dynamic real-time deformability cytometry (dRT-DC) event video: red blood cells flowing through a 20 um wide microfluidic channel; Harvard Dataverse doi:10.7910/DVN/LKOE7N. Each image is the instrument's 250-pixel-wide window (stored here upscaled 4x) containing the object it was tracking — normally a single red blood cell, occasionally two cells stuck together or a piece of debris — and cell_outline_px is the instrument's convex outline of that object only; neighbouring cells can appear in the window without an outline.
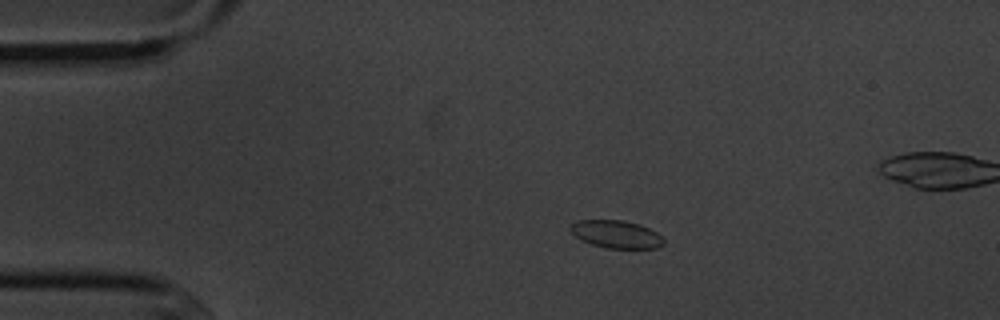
{"species": "common noctule bat (a hibernating species)", "species_latin": "Nyctalus noctula", "temperature_condition": "cold", "stored_images_in_passage": 5, "camera_frame_rate_fps": 3000, "um_per_image_px": 0.085, "animal": {"sex": "male", "body_mass_g": 20.1, "forearm_length_mm": 53.5}, "frame": {"image": 1, "passage_image": 3, "time_ms": 2.333, "image_size_px": [1000, 320], "cell_outline_px": [[664, 244], [656, 248], [608, 248], [592, 244], [576, 236], [568, 228], [572, 224], [580, 220], [624, 220], [640, 224], [656, 232], [664, 240]], "centroid_in_image_um": [52.4, 19.9], "position_along_channel_um": 32.6, "area_um2": 14.85}}